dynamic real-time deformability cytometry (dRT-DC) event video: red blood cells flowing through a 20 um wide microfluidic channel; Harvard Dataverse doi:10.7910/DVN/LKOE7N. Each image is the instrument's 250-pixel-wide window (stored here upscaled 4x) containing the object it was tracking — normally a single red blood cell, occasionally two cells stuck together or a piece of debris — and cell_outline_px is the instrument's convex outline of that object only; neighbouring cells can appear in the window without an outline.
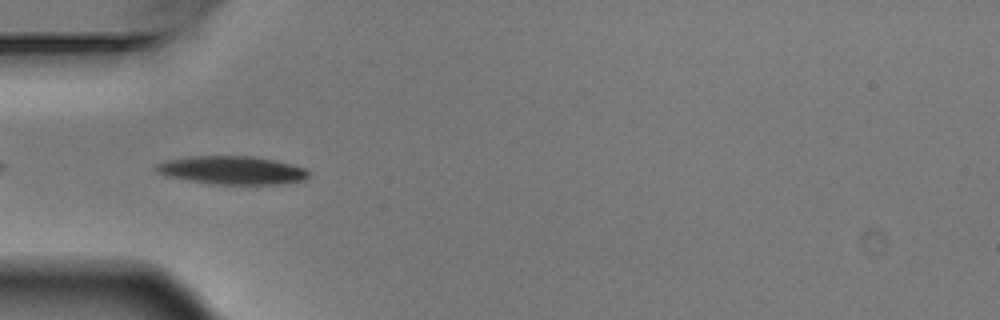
{"species": "Egyptian fruit bat (a non-hibernating species)", "species_latin": "Rousettus aegyptiacus", "temperature_condition": "warm", "stored_images_in_passage": 6, "camera_frame_rate_fps": 3000, "um_per_image_px": 0.085, "animal": {"sex": "male"}, "frame": {"image": 1, "passage_image": 5, "time_ms": 1.333, "image_size_px": [1000, 320], "cell_outline_px": [[312, 176], [304, 180], [280, 184], [208, 184], [164, 176], [156, 172], [152, 168], [156, 164], [164, 160], [188, 156], [252, 156], [276, 160], [292, 164], [304, 168]], "centroid_in_image_um": [19.67, 14.47], "position_along_channel_um": 65.3, "area_um2": 25.61}}
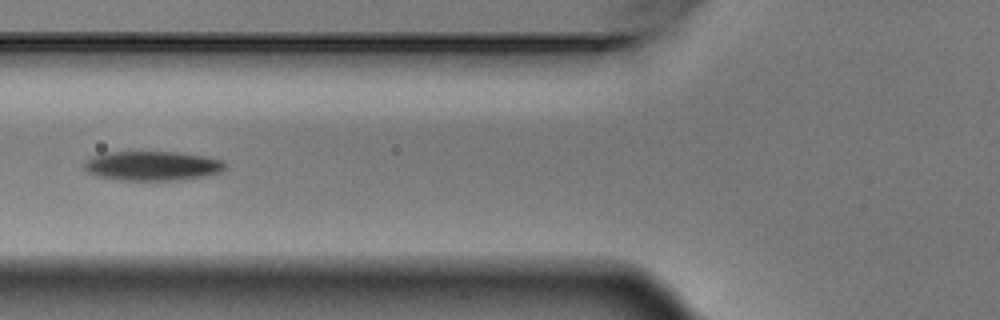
{"frame": {"image": 2, "passage_image": 6, "time_ms": 1.667, "image_size_px": [1000, 320], "cell_outline_px": [[228, 164], [220, 172], [204, 176], [180, 180], [116, 180], [96, 176], [88, 172], [84, 168], [84, 164], [92, 156], [108, 152], [180, 152], [204, 156], [224, 160]], "centroid_in_image_um": [12.97, 14.1], "position_along_channel_um": 112.8, "area_um2": 24.28}}